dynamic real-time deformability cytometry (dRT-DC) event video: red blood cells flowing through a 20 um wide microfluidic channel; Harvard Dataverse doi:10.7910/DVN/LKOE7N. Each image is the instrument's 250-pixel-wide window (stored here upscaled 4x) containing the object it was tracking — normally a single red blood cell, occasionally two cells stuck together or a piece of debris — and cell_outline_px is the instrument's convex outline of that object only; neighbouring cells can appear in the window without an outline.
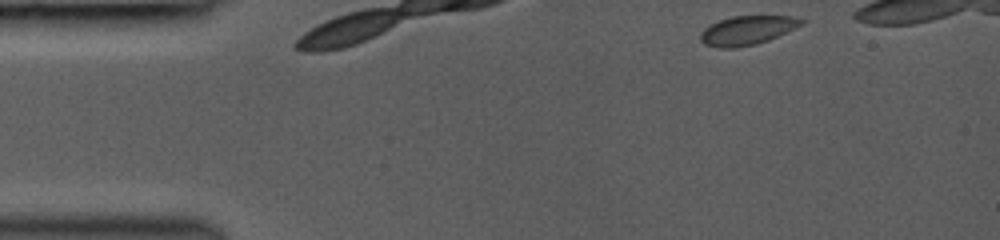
{"species": "common noctule bat (a hibernating species)", "species_latin": "Nyctalus noctula", "temperature_condition": "room temperature", "stored_images_in_passage": 6, "camera_frame_rate_fps": 3000, "um_per_image_px": 0.085, "animal": {"sex": "female", "body_mass_g": 19.0, "forearm_length_mm": 53.3}, "frame": {"image": 1, "passage_image": 1, "time_ms": 0.0, "image_size_px": [1000, 240], "cell_outline_px": [[808, 20], [804, 24], [768, 40], [756, 44], [736, 48], [716, 48], [704, 44], [700, 40], [700, 32], [708, 24], [732, 16], [796, 16]], "centroid_in_image_um": [63.51, 2.57], "position_along_channel_um": 21.5, "area_um2": 17.34}}
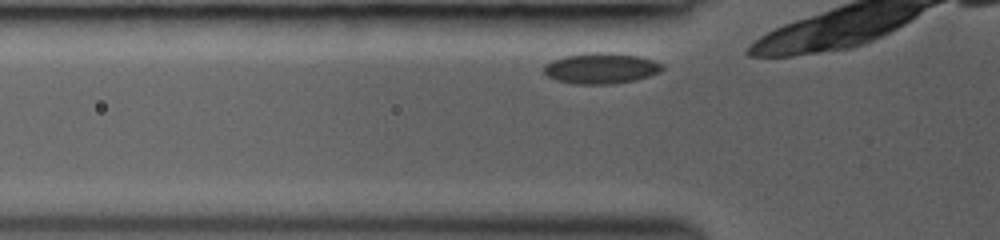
{"frame": {"image": 2, "passage_image": 3, "time_ms": 0.667, "image_size_px": [1000, 240], "cell_outline_px": [[664, 68], [660, 72], [636, 80], [612, 84], [576, 84], [556, 80], [548, 76], [544, 72], [544, 64], [552, 60], [564, 56], [588, 52], [612, 52], [640, 56], [664, 64]], "centroid_in_image_um": [51.1, 5.79], "position_along_channel_um": 74.7, "area_um2": 21.44}}